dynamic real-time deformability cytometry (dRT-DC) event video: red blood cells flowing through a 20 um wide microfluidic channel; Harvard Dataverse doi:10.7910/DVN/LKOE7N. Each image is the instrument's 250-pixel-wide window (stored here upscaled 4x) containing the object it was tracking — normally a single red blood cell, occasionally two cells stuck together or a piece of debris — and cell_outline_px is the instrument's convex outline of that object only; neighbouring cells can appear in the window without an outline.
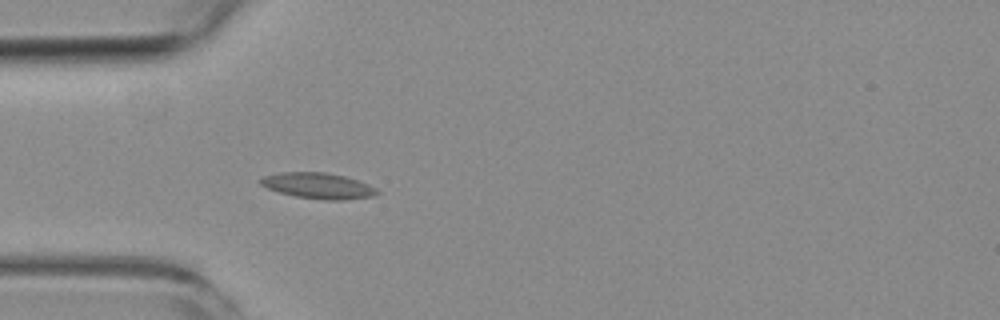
{"species": "common noctule bat (a hibernating species)", "species_latin": "Nyctalus noctula", "temperature_condition": "room temperature", "stored_images_in_passage": 4, "camera_frame_rate_fps": 3000, "um_per_image_px": 0.085, "animal": {"sex": "female", "body_mass_g": 19.3, "forearm_length_mm": 54.1}, "frame": {"image": 1, "passage_image": 4, "time_ms": 3.667, "image_size_px": [1000, 320], "cell_outline_px": [[380, 192], [372, 196], [344, 200], [324, 200], [296, 196], [280, 192], [268, 188], [260, 184], [256, 180], [260, 176], [280, 172], [324, 172], [344, 176], [368, 184], [376, 188]], "centroid_in_image_um": [26.99, 15.78], "position_along_channel_um": 58.0, "area_um2": 17.57}}